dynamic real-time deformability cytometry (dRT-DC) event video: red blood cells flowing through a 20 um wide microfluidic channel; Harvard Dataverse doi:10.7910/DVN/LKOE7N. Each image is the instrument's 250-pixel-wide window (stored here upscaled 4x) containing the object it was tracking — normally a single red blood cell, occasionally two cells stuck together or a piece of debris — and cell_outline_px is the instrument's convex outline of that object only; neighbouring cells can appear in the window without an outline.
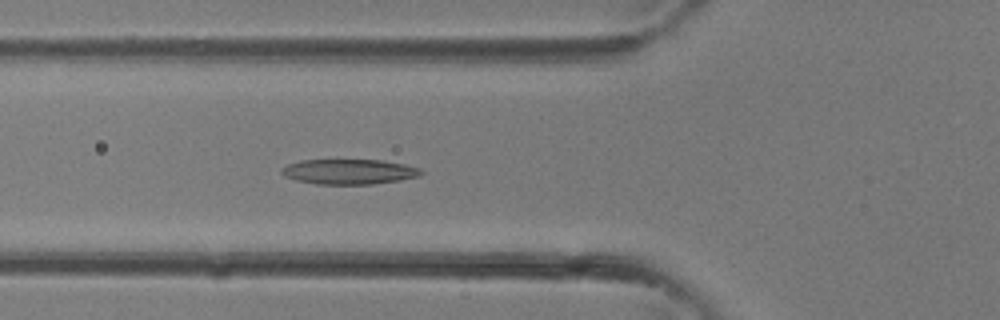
{"species": "common noctule bat (a hibernating species)", "species_latin": "Nyctalus noctula", "temperature_condition": "room temperature", "stored_images_in_passage": 36, "camera_frame_rate_fps": 3000, "um_per_image_px": 0.085, "animal": {"sex": "female"}, "frame": {"image": 1, "passage_image": 13, "time_ms": 4.0, "image_size_px": [1000, 320], "cell_outline_px": [[424, 172], [420, 176], [400, 180], [372, 184], [316, 184], [296, 180], [284, 176], [280, 172], [280, 168], [288, 164], [300, 160], [384, 160], [404, 164], [420, 168]], "centroid_in_image_um": [29.67, 14.59], "position_along_channel_um": 96.1, "area_um2": 20.52}}
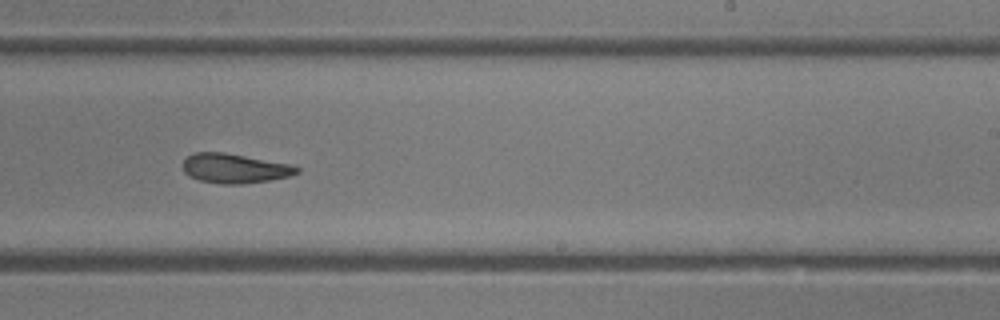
{"frame": {"image": 2, "passage_image": 22, "time_ms": 7.0, "image_size_px": [1000, 320], "cell_outline_px": [[300, 172], [288, 176], [268, 180], [240, 184], [220, 184], [200, 180], [188, 176], [184, 172], [184, 160], [188, 156], [196, 152], [224, 152], [292, 164], [300, 168]], "centroid_in_image_um": [19.96, 14.31], "position_along_channel_um": 269.0, "area_um2": 19.54}}
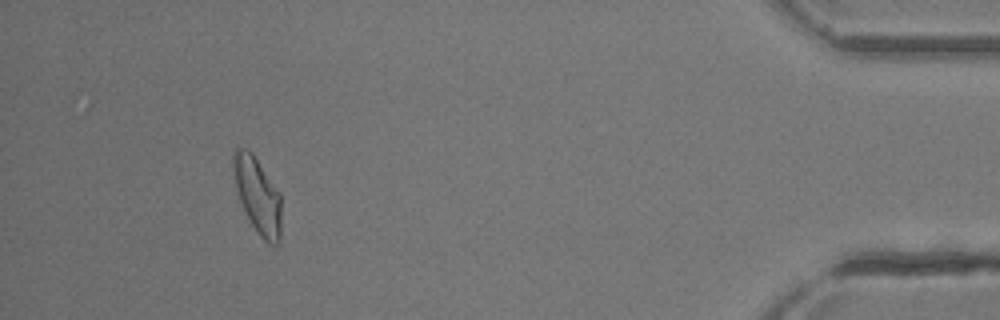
{"frame": {"image": 3, "passage_image": 33, "time_ms": 10.667, "image_size_px": [1000, 320], "cell_outline_px": [[280, 244], [268, 244], [260, 236], [244, 212], [236, 192], [232, 168], [232, 152], [236, 148], [248, 148], [252, 152], [280, 192]], "centroid_in_image_um": [21.86, 16.57], "position_along_channel_um": 413.3, "area_um2": 21.5}}